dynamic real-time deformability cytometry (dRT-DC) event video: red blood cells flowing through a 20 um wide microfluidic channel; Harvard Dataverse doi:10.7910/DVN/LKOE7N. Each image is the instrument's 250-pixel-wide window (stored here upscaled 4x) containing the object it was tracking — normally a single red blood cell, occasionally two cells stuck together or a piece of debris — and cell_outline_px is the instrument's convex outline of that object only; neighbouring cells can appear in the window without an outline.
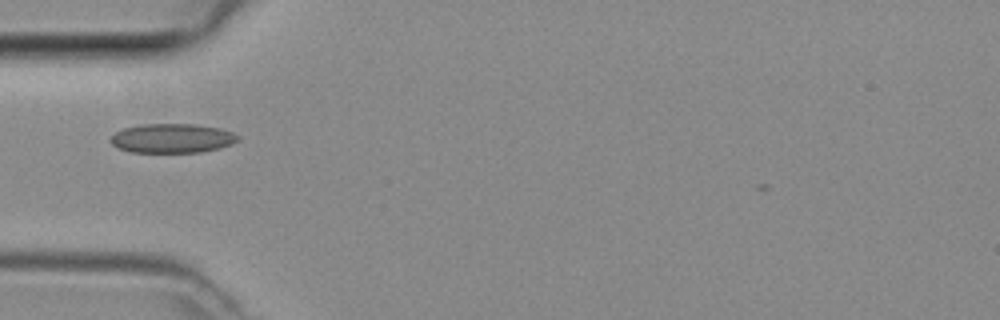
{"species": "common noctule bat (a hibernating species)", "species_latin": "Nyctalus noctula", "temperature_condition": "room temperature", "stored_images_in_passage": 34, "camera_frame_rate_fps": 3000, "um_per_image_px": 0.085, "animal": {"sex": "female", "body_mass_g": 29.2, "forearm_length_mm": 56.3}, "frame": {"image": 1, "passage_image": 1, "time_ms": 0.0, "image_size_px": [1000, 320], "cell_outline_px": [[240, 140], [232, 144], [220, 148], [200, 152], [128, 152], [116, 148], [108, 140], [116, 132], [124, 128], [140, 124], [196, 124], [220, 128], [232, 132], [240, 136]], "centroid_in_image_um": [14.63, 11.75], "position_along_channel_um": 70.4, "area_um2": 21.96}}
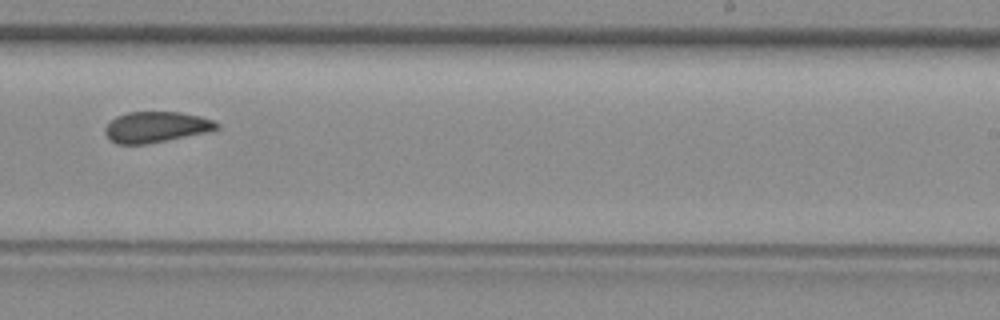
{"frame": {"image": 2, "passage_image": 15, "time_ms": 4.667, "image_size_px": [1000, 320], "cell_outline_px": [[220, 128], [204, 132], [168, 140], [148, 144], [116, 144], [108, 140], [104, 132], [104, 128], [116, 116], [128, 112], [180, 112], [200, 116], [212, 120], [220, 124]], "centroid_in_image_um": [13.22, 10.8], "position_along_channel_um": 275.8, "area_um2": 20.06}}
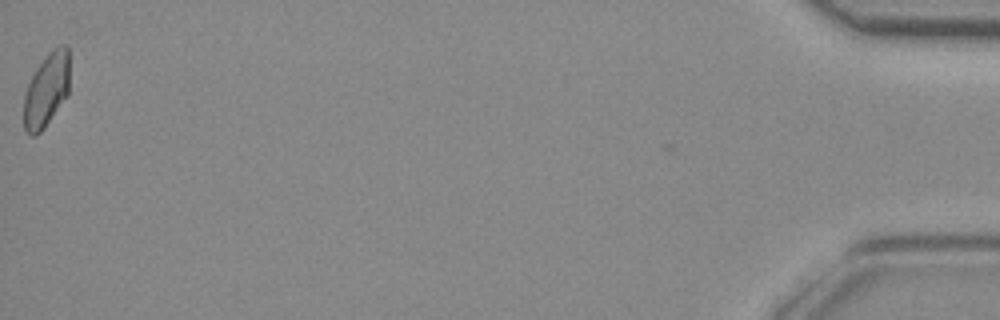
{"frame": {"image": 3, "passage_image": 33, "time_ms": 10.667, "image_size_px": [1000, 320], "cell_outline_px": [[68, 96], [44, 128], [36, 136], [32, 136], [24, 128], [24, 96], [28, 84], [36, 68], [48, 52], [52, 48], [60, 44], [64, 44], [68, 48]], "centroid_in_image_um": [3.95, 7.64], "position_along_channel_um": 431.2, "area_um2": 19.71}}